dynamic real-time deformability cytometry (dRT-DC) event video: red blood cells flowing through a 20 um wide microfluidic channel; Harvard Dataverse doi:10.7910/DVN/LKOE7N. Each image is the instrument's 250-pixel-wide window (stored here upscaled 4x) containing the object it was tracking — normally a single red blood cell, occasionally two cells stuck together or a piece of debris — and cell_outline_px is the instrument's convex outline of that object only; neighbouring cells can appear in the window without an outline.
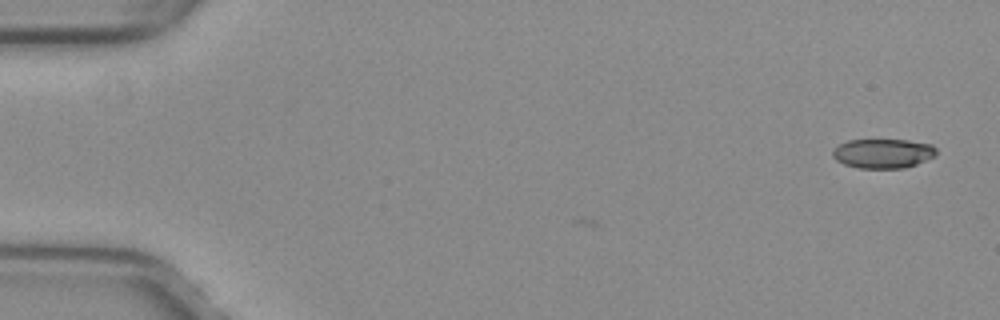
{"species": "common noctule bat (a hibernating species)", "species_latin": "Nyctalus noctula", "temperature_condition": "warm", "stored_images_in_passage": 5, "camera_frame_rate_fps": 3000, "um_per_image_px": 0.085, "animal": {"sex": "female", "body_mass_g": 29.2, "forearm_length_mm": 56.3}, "frame": {"image": 1, "passage_image": 5, "time_ms": 1.333, "image_size_px": [1000, 320], "cell_outline_px": [[936, 152], [932, 156], [916, 164], [904, 168], [856, 168], [844, 164], [836, 160], [832, 156], [832, 152], [840, 144], [848, 140], [908, 140], [932, 144], [936, 148]], "centroid_in_image_um": [75.03, 13.04], "position_along_channel_um": 10.0, "area_um2": 17.63}}